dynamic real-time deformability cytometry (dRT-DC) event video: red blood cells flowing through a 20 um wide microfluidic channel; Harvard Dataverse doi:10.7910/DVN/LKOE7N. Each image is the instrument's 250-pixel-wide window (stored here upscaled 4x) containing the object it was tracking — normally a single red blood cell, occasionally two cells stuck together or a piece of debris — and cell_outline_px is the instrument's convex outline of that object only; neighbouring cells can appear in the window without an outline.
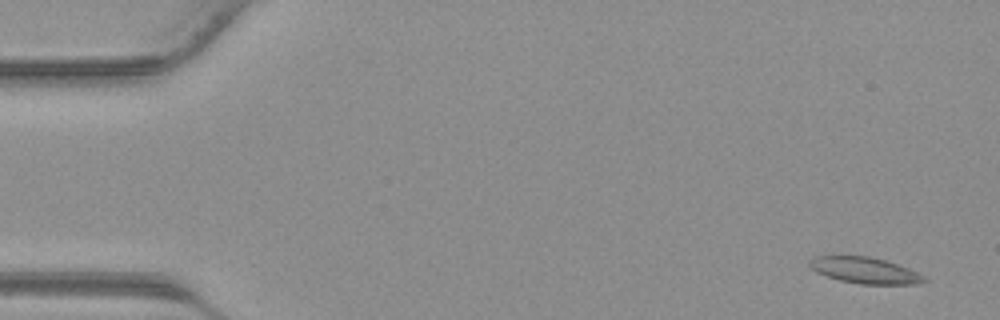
{"species": "common noctule bat (a hibernating species)", "species_latin": "Nyctalus noctula", "temperature_condition": "warm", "stored_images_in_passage": 11, "camera_frame_rate_fps": 3000, "um_per_image_px": 0.085, "animal": {"sex": "male", "body_mass_g": 23.1, "forearm_length_mm": 52.7}, "frame": {"image": 1, "passage_image": 2, "time_ms": 0.333, "image_size_px": [1000, 320], "cell_outline_px": [[928, 280], [916, 284], [860, 284], [840, 280], [816, 272], [808, 264], [808, 260], [812, 256], [872, 256], [908, 268], [924, 276]], "centroid_in_image_um": [73.48, 22.97], "position_along_channel_um": 11.5, "area_um2": 17.4}}